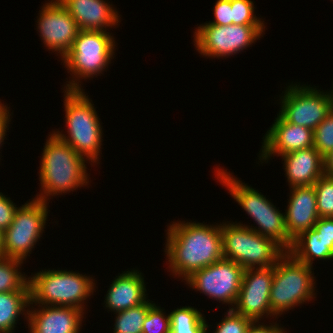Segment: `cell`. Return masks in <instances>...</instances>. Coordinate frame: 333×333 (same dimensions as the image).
I'll return each instance as SVG.
<instances>
[{
  "instance_id": "3957f363",
  "label": "cell",
  "mask_w": 333,
  "mask_h": 333,
  "mask_svg": "<svg viewBox=\"0 0 333 333\" xmlns=\"http://www.w3.org/2000/svg\"><path fill=\"white\" fill-rule=\"evenodd\" d=\"M67 136L62 131L53 133L68 143L77 153L92 164L100 162L102 127L94 104L83 90H64ZM63 133V134H62ZM97 162V163H96Z\"/></svg>"
},
{
  "instance_id": "d6986e66",
  "label": "cell",
  "mask_w": 333,
  "mask_h": 333,
  "mask_svg": "<svg viewBox=\"0 0 333 333\" xmlns=\"http://www.w3.org/2000/svg\"><path fill=\"white\" fill-rule=\"evenodd\" d=\"M138 270H128L116 276L105 297V307L115 313L127 310L147 300L144 277Z\"/></svg>"
},
{
  "instance_id": "e575fe53",
  "label": "cell",
  "mask_w": 333,
  "mask_h": 333,
  "mask_svg": "<svg viewBox=\"0 0 333 333\" xmlns=\"http://www.w3.org/2000/svg\"><path fill=\"white\" fill-rule=\"evenodd\" d=\"M8 106H4L1 110H0V147L2 145V142H4L5 136L6 134V130H9L8 127L10 124L9 122L11 121L10 119V110H8ZM1 149V148H0Z\"/></svg>"
},
{
  "instance_id": "4fadbf2b",
  "label": "cell",
  "mask_w": 333,
  "mask_h": 333,
  "mask_svg": "<svg viewBox=\"0 0 333 333\" xmlns=\"http://www.w3.org/2000/svg\"><path fill=\"white\" fill-rule=\"evenodd\" d=\"M273 277L274 266L245 269L237 301L234 307L231 306L229 309H233L252 321H259L269 315L273 318L270 307Z\"/></svg>"
},
{
  "instance_id": "2e32d148",
  "label": "cell",
  "mask_w": 333,
  "mask_h": 333,
  "mask_svg": "<svg viewBox=\"0 0 333 333\" xmlns=\"http://www.w3.org/2000/svg\"><path fill=\"white\" fill-rule=\"evenodd\" d=\"M31 307L26 318L29 333H80L84 311L51 305H38V309Z\"/></svg>"
},
{
  "instance_id": "603a6c76",
  "label": "cell",
  "mask_w": 333,
  "mask_h": 333,
  "mask_svg": "<svg viewBox=\"0 0 333 333\" xmlns=\"http://www.w3.org/2000/svg\"><path fill=\"white\" fill-rule=\"evenodd\" d=\"M170 315V333H206L207 321L199 310L184 306L174 309Z\"/></svg>"
},
{
  "instance_id": "6da1fadb",
  "label": "cell",
  "mask_w": 333,
  "mask_h": 333,
  "mask_svg": "<svg viewBox=\"0 0 333 333\" xmlns=\"http://www.w3.org/2000/svg\"><path fill=\"white\" fill-rule=\"evenodd\" d=\"M166 231L165 253L175 277L185 280L223 258L221 224L174 221Z\"/></svg>"
},
{
  "instance_id": "5bb4252c",
  "label": "cell",
  "mask_w": 333,
  "mask_h": 333,
  "mask_svg": "<svg viewBox=\"0 0 333 333\" xmlns=\"http://www.w3.org/2000/svg\"><path fill=\"white\" fill-rule=\"evenodd\" d=\"M39 11L37 30L40 38L48 50L59 53L62 59L80 31L78 24L59 0L45 3Z\"/></svg>"
},
{
  "instance_id": "7a4b0ae2",
  "label": "cell",
  "mask_w": 333,
  "mask_h": 333,
  "mask_svg": "<svg viewBox=\"0 0 333 333\" xmlns=\"http://www.w3.org/2000/svg\"><path fill=\"white\" fill-rule=\"evenodd\" d=\"M87 160L53 132L48 136L40 162V192L35 198L47 202L49 196L61 195L87 186Z\"/></svg>"
},
{
  "instance_id": "52a82bcc",
  "label": "cell",
  "mask_w": 333,
  "mask_h": 333,
  "mask_svg": "<svg viewBox=\"0 0 333 333\" xmlns=\"http://www.w3.org/2000/svg\"><path fill=\"white\" fill-rule=\"evenodd\" d=\"M223 258L236 262L244 269L275 266L286 252L273 239L240 223L221 224Z\"/></svg>"
},
{
  "instance_id": "f546056e",
  "label": "cell",
  "mask_w": 333,
  "mask_h": 333,
  "mask_svg": "<svg viewBox=\"0 0 333 333\" xmlns=\"http://www.w3.org/2000/svg\"><path fill=\"white\" fill-rule=\"evenodd\" d=\"M251 322L250 318L236 313L233 309H229L226 316L217 324L214 333H246L247 327Z\"/></svg>"
},
{
  "instance_id": "d6a6232c",
  "label": "cell",
  "mask_w": 333,
  "mask_h": 333,
  "mask_svg": "<svg viewBox=\"0 0 333 333\" xmlns=\"http://www.w3.org/2000/svg\"><path fill=\"white\" fill-rule=\"evenodd\" d=\"M313 228L329 243L333 252V217H321Z\"/></svg>"
},
{
  "instance_id": "5b68a950",
  "label": "cell",
  "mask_w": 333,
  "mask_h": 333,
  "mask_svg": "<svg viewBox=\"0 0 333 333\" xmlns=\"http://www.w3.org/2000/svg\"><path fill=\"white\" fill-rule=\"evenodd\" d=\"M29 278L30 304L64 306L85 311V303L95 290L90 276L67 270H42Z\"/></svg>"
},
{
  "instance_id": "8992f818",
  "label": "cell",
  "mask_w": 333,
  "mask_h": 333,
  "mask_svg": "<svg viewBox=\"0 0 333 333\" xmlns=\"http://www.w3.org/2000/svg\"><path fill=\"white\" fill-rule=\"evenodd\" d=\"M115 47V40L110 32L80 30L71 49L61 59L72 76L67 81L65 90H83L79 80L103 74L114 58Z\"/></svg>"
},
{
  "instance_id": "4dcf8cb0",
  "label": "cell",
  "mask_w": 333,
  "mask_h": 333,
  "mask_svg": "<svg viewBox=\"0 0 333 333\" xmlns=\"http://www.w3.org/2000/svg\"><path fill=\"white\" fill-rule=\"evenodd\" d=\"M214 20L204 24L227 26L232 24L231 0H217L214 9Z\"/></svg>"
},
{
  "instance_id": "ba28073f",
  "label": "cell",
  "mask_w": 333,
  "mask_h": 333,
  "mask_svg": "<svg viewBox=\"0 0 333 333\" xmlns=\"http://www.w3.org/2000/svg\"><path fill=\"white\" fill-rule=\"evenodd\" d=\"M312 268L297 261L288 251L276 261L270 291V307L275 318L313 299L316 292Z\"/></svg>"
},
{
  "instance_id": "1f68e13d",
  "label": "cell",
  "mask_w": 333,
  "mask_h": 333,
  "mask_svg": "<svg viewBox=\"0 0 333 333\" xmlns=\"http://www.w3.org/2000/svg\"><path fill=\"white\" fill-rule=\"evenodd\" d=\"M10 198L0 192V229L6 230L14 219V215L18 207Z\"/></svg>"
},
{
  "instance_id": "8fae6325",
  "label": "cell",
  "mask_w": 333,
  "mask_h": 333,
  "mask_svg": "<svg viewBox=\"0 0 333 333\" xmlns=\"http://www.w3.org/2000/svg\"><path fill=\"white\" fill-rule=\"evenodd\" d=\"M281 96L279 115L291 124L314 129L333 110L330 91L323 92L317 88L290 84Z\"/></svg>"
},
{
  "instance_id": "277c9868",
  "label": "cell",
  "mask_w": 333,
  "mask_h": 333,
  "mask_svg": "<svg viewBox=\"0 0 333 333\" xmlns=\"http://www.w3.org/2000/svg\"><path fill=\"white\" fill-rule=\"evenodd\" d=\"M214 171L221 185L227 188L231 197L258 225L254 228L250 225L248 227L262 236L273 239L285 251H288L293 240L289 237L286 228L285 213H281L261 192L241 182L227 170L218 168Z\"/></svg>"
},
{
  "instance_id": "ffe728a7",
  "label": "cell",
  "mask_w": 333,
  "mask_h": 333,
  "mask_svg": "<svg viewBox=\"0 0 333 333\" xmlns=\"http://www.w3.org/2000/svg\"><path fill=\"white\" fill-rule=\"evenodd\" d=\"M282 161L290 188L311 186L324 175L323 156L314 147L284 154Z\"/></svg>"
},
{
  "instance_id": "4316f807",
  "label": "cell",
  "mask_w": 333,
  "mask_h": 333,
  "mask_svg": "<svg viewBox=\"0 0 333 333\" xmlns=\"http://www.w3.org/2000/svg\"><path fill=\"white\" fill-rule=\"evenodd\" d=\"M313 147L322 155H326L333 150V110L329 115L314 129Z\"/></svg>"
},
{
  "instance_id": "d590c367",
  "label": "cell",
  "mask_w": 333,
  "mask_h": 333,
  "mask_svg": "<svg viewBox=\"0 0 333 333\" xmlns=\"http://www.w3.org/2000/svg\"><path fill=\"white\" fill-rule=\"evenodd\" d=\"M323 172L325 176L333 177V150L323 156Z\"/></svg>"
},
{
  "instance_id": "ac0fdd59",
  "label": "cell",
  "mask_w": 333,
  "mask_h": 333,
  "mask_svg": "<svg viewBox=\"0 0 333 333\" xmlns=\"http://www.w3.org/2000/svg\"><path fill=\"white\" fill-rule=\"evenodd\" d=\"M83 31H105L121 22L116 9L105 0H59ZM105 28V29H104Z\"/></svg>"
},
{
  "instance_id": "9c48e42d",
  "label": "cell",
  "mask_w": 333,
  "mask_h": 333,
  "mask_svg": "<svg viewBox=\"0 0 333 333\" xmlns=\"http://www.w3.org/2000/svg\"><path fill=\"white\" fill-rule=\"evenodd\" d=\"M32 199L17 208L12 223L3 231L4 257L25 261L43 234L49 203Z\"/></svg>"
},
{
  "instance_id": "44dd1931",
  "label": "cell",
  "mask_w": 333,
  "mask_h": 333,
  "mask_svg": "<svg viewBox=\"0 0 333 333\" xmlns=\"http://www.w3.org/2000/svg\"><path fill=\"white\" fill-rule=\"evenodd\" d=\"M288 252L297 261L311 267L315 259L331 260L333 258L329 243L314 228L302 232L296 237Z\"/></svg>"
},
{
  "instance_id": "836d02e7",
  "label": "cell",
  "mask_w": 333,
  "mask_h": 333,
  "mask_svg": "<svg viewBox=\"0 0 333 333\" xmlns=\"http://www.w3.org/2000/svg\"><path fill=\"white\" fill-rule=\"evenodd\" d=\"M259 321H252L247 327L246 333H287L279 324L270 323V325L259 324ZM257 324V325H256Z\"/></svg>"
},
{
  "instance_id": "83f0119b",
  "label": "cell",
  "mask_w": 333,
  "mask_h": 333,
  "mask_svg": "<svg viewBox=\"0 0 333 333\" xmlns=\"http://www.w3.org/2000/svg\"><path fill=\"white\" fill-rule=\"evenodd\" d=\"M232 24L235 25H264V20L254 14L252 0H231Z\"/></svg>"
},
{
  "instance_id": "f35d334b",
  "label": "cell",
  "mask_w": 333,
  "mask_h": 333,
  "mask_svg": "<svg viewBox=\"0 0 333 333\" xmlns=\"http://www.w3.org/2000/svg\"><path fill=\"white\" fill-rule=\"evenodd\" d=\"M5 105L1 103L0 101V110L4 107Z\"/></svg>"
},
{
  "instance_id": "484cf974",
  "label": "cell",
  "mask_w": 333,
  "mask_h": 333,
  "mask_svg": "<svg viewBox=\"0 0 333 333\" xmlns=\"http://www.w3.org/2000/svg\"><path fill=\"white\" fill-rule=\"evenodd\" d=\"M319 218L333 217V177L323 175L313 184Z\"/></svg>"
},
{
  "instance_id": "30bf717a",
  "label": "cell",
  "mask_w": 333,
  "mask_h": 333,
  "mask_svg": "<svg viewBox=\"0 0 333 333\" xmlns=\"http://www.w3.org/2000/svg\"><path fill=\"white\" fill-rule=\"evenodd\" d=\"M265 25L201 24L194 32V46L207 58L235 55L261 38Z\"/></svg>"
},
{
  "instance_id": "9a60e30c",
  "label": "cell",
  "mask_w": 333,
  "mask_h": 333,
  "mask_svg": "<svg viewBox=\"0 0 333 333\" xmlns=\"http://www.w3.org/2000/svg\"><path fill=\"white\" fill-rule=\"evenodd\" d=\"M262 139L263 145L258 158L262 163L269 160L271 156L281 157L314 145L313 130L286 122L279 114Z\"/></svg>"
},
{
  "instance_id": "cb8c5ba5",
  "label": "cell",
  "mask_w": 333,
  "mask_h": 333,
  "mask_svg": "<svg viewBox=\"0 0 333 333\" xmlns=\"http://www.w3.org/2000/svg\"><path fill=\"white\" fill-rule=\"evenodd\" d=\"M22 263L18 259L0 257V293L30 292L28 276L18 271Z\"/></svg>"
},
{
  "instance_id": "7402d4cb",
  "label": "cell",
  "mask_w": 333,
  "mask_h": 333,
  "mask_svg": "<svg viewBox=\"0 0 333 333\" xmlns=\"http://www.w3.org/2000/svg\"><path fill=\"white\" fill-rule=\"evenodd\" d=\"M30 292L0 293V333H13L18 317L28 314Z\"/></svg>"
},
{
  "instance_id": "e0dca14e",
  "label": "cell",
  "mask_w": 333,
  "mask_h": 333,
  "mask_svg": "<svg viewBox=\"0 0 333 333\" xmlns=\"http://www.w3.org/2000/svg\"><path fill=\"white\" fill-rule=\"evenodd\" d=\"M285 222L289 237L294 240L316 224L317 212L316 192L313 185L290 188Z\"/></svg>"
},
{
  "instance_id": "74e56055",
  "label": "cell",
  "mask_w": 333,
  "mask_h": 333,
  "mask_svg": "<svg viewBox=\"0 0 333 333\" xmlns=\"http://www.w3.org/2000/svg\"><path fill=\"white\" fill-rule=\"evenodd\" d=\"M331 96H332V105H333V90L330 91Z\"/></svg>"
},
{
  "instance_id": "8d00e7d4",
  "label": "cell",
  "mask_w": 333,
  "mask_h": 333,
  "mask_svg": "<svg viewBox=\"0 0 333 333\" xmlns=\"http://www.w3.org/2000/svg\"><path fill=\"white\" fill-rule=\"evenodd\" d=\"M0 257H4V239L3 231L0 229Z\"/></svg>"
},
{
  "instance_id": "f1b7e54d",
  "label": "cell",
  "mask_w": 333,
  "mask_h": 333,
  "mask_svg": "<svg viewBox=\"0 0 333 333\" xmlns=\"http://www.w3.org/2000/svg\"><path fill=\"white\" fill-rule=\"evenodd\" d=\"M163 311L164 309L156 304L148 310L142 333H170V315Z\"/></svg>"
},
{
  "instance_id": "d4e9b609",
  "label": "cell",
  "mask_w": 333,
  "mask_h": 333,
  "mask_svg": "<svg viewBox=\"0 0 333 333\" xmlns=\"http://www.w3.org/2000/svg\"><path fill=\"white\" fill-rule=\"evenodd\" d=\"M146 300L144 303L116 313L114 333H142L148 310L155 304Z\"/></svg>"
},
{
  "instance_id": "7c38bea8",
  "label": "cell",
  "mask_w": 333,
  "mask_h": 333,
  "mask_svg": "<svg viewBox=\"0 0 333 333\" xmlns=\"http://www.w3.org/2000/svg\"><path fill=\"white\" fill-rule=\"evenodd\" d=\"M244 268L234 261L222 258L193 272L185 279L188 286L211 299L234 307L241 288Z\"/></svg>"
}]
</instances>
